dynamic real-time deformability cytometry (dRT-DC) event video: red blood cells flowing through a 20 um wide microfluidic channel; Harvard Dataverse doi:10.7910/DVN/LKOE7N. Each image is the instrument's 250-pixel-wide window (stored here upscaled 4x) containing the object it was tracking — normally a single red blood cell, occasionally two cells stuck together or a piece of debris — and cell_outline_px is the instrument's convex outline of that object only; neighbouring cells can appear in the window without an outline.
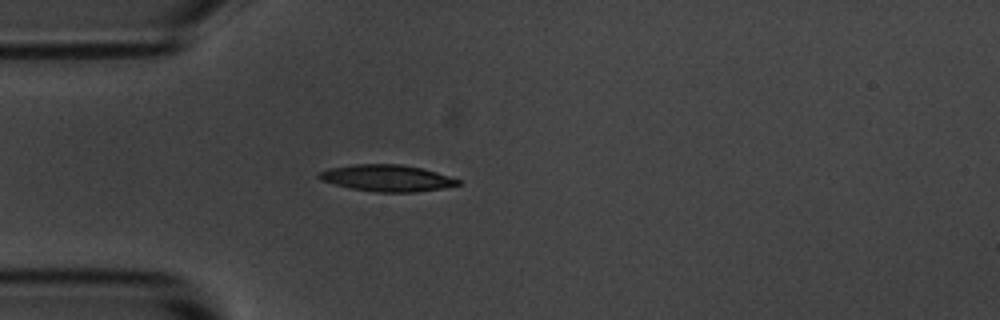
{"species": "common noctule bat (a hibernating species)", "species_latin": "Nyctalus noctula", "temperature_condition": "room temperature", "stored_images_in_passage": 1, "camera_frame_rate_fps": 3000, "um_per_image_px": 0.085, "animal": {"sex": "male", "body_mass_g": 20.1, "forearm_length_mm": 53.5}, "frame": {"image": 1, "passage_image": 1, "time_ms": 0.0, "image_size_px": [1000, 320], "cell_outline_px": [[460, 184], [440, 188], [416, 192], [376, 192], [352, 188], [320, 180], [316, 176], [320, 172], [328, 168], [356, 164], [400, 164], [420, 168], [436, 172], [460, 180]], "centroid_in_image_um": [32.86, 15.13], "position_along_channel_um": 52.1, "area_um2": 21.21}}